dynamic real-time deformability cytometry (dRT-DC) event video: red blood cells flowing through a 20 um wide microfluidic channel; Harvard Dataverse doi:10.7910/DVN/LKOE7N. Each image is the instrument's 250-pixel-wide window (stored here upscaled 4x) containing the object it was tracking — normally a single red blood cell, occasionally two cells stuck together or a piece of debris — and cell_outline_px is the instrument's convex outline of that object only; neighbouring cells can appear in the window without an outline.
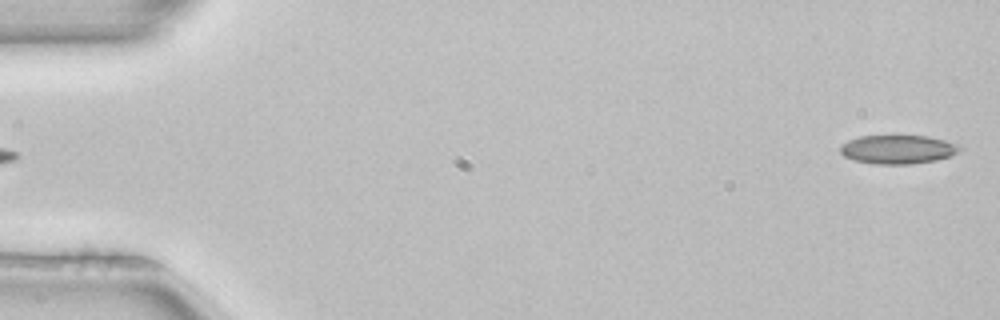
{"species": "common noctule bat (a hibernating species)", "species_latin": "Nyctalus noctula", "temperature_condition": "room temperature", "stored_images_in_passage": 3, "segment_of_instrument_passage": [2, 2], "camera_frame_rate_fps": 3000, "um_per_image_px": 0.085, "animal": {"sex": "female", "body_mass_g": 22.7, "forearm_length_mm": 54.2}, "frame": {"image": 1, "passage_image": 3, "time_ms": 0.667, "image_size_px": [1000, 320], "cell_outline_px": [[964, 148], [952, 156], [936, 160], [908, 164], [872, 164], [852, 160], [844, 156], [840, 152], [840, 144], [848, 140], [860, 136], [928, 136], [960, 144]], "centroid_in_image_um": [76.33, 12.7], "position_along_channel_um": 8.7, "area_um2": 20.29}}